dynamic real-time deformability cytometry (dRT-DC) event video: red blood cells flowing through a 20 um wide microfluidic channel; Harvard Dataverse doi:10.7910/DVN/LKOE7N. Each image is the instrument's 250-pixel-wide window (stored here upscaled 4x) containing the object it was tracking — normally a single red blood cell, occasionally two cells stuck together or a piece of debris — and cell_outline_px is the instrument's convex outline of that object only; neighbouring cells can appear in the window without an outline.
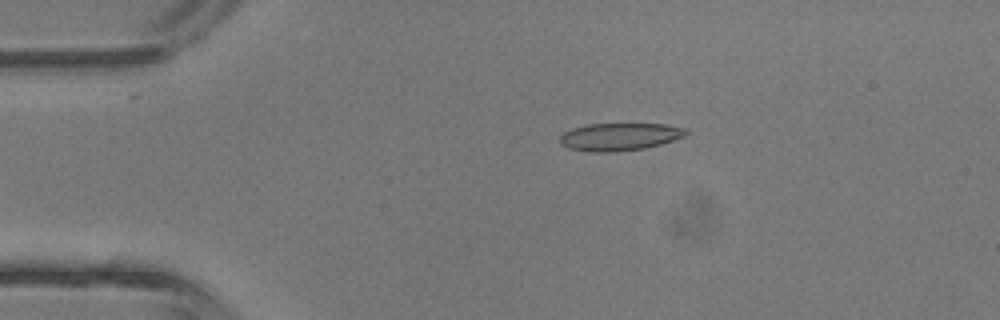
{"species": "common noctule bat (a hibernating species)", "species_latin": "Nyctalus noctula", "temperature_condition": "room temperature", "stored_images_in_passage": 3, "camera_frame_rate_fps": 3000, "um_per_image_px": 0.085, "animal": {"sex": "male", "body_mass_g": 13.3}, "frame": {"image": 1, "passage_image": 2, "time_ms": 2.0, "image_size_px": [1000, 320], "cell_outline_px": [[688, 132], [684, 136], [660, 144], [644, 148], [616, 152], [588, 152], [568, 148], [560, 144], [560, 136], [564, 132], [572, 128], [588, 124], [664, 124], [684, 128]], "centroid_in_image_um": [52.61, 11.63], "position_along_channel_um": 32.4, "area_um2": 20.23}}